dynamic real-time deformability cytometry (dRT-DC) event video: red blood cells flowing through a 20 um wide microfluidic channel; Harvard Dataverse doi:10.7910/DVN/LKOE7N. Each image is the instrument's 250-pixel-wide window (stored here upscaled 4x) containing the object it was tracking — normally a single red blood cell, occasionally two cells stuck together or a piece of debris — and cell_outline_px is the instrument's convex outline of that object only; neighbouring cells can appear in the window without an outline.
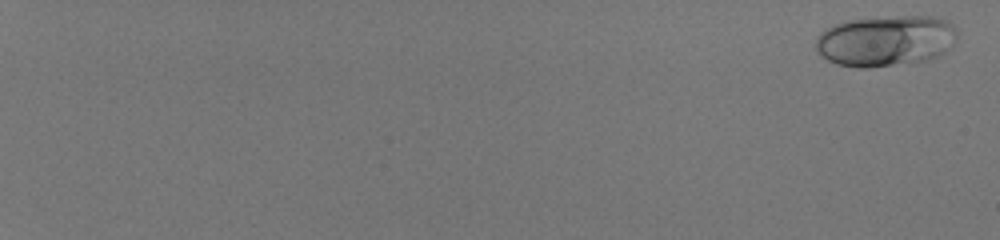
{"species": "human", "species_latin": "Homo sapiens", "temperature_condition": "room temperature", "stored_images_in_passage": 57, "camera_frame_rate_fps": 3000, "um_per_image_px": 0.085, "donor": {"sex": "male"}, "frame": {"image": 1, "passage_image": 2, "time_ms": 0.333, "image_size_px": [1000, 240], "cell_outline_px": [[956, 36], [944, 52], [928, 60], [868, 68], [856, 68], [836, 64], [820, 56], [816, 52], [816, 36], [824, 28], [848, 20], [900, 16], [932, 16], [948, 20], [956, 28]], "centroid_in_image_um": [75.22, 3.47], "position_along_channel_um": 9.8, "area_um2": 42.02}}
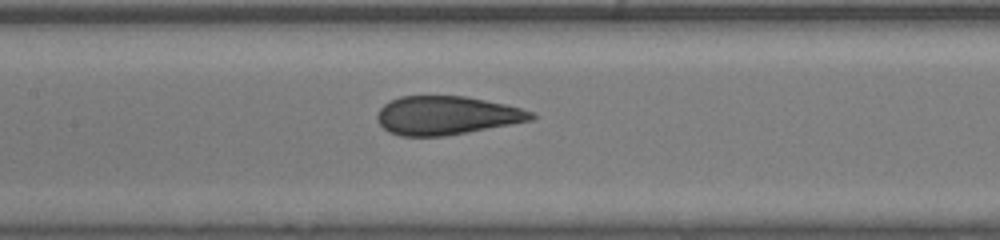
{"frame": {"image": 2, "passage_image": 34, "time_ms": 11.0, "image_size_px": [1000, 240], "cell_outline_px": [[536, 116], [532, 120], [468, 132], [444, 136], [400, 136], [388, 132], [376, 120], [376, 116], [380, 108], [384, 104], [400, 96], [468, 96], [504, 104], [520, 108], [532, 112]], "centroid_in_image_um": [37.93, 9.81], "position_along_channel_um": 169.5, "area_um2": 34.56}}
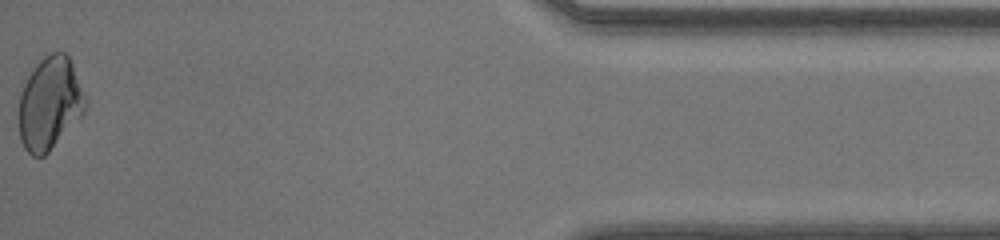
{"frame": {"image": 3, "passage_image": 57, "time_ms": 18.667, "image_size_px": [1000, 240], "cell_outline_px": [[84, 112], [48, 152], [44, 156], [32, 156], [24, 148], [20, 140], [20, 96], [24, 84], [28, 76], [36, 64], [44, 56], [52, 52], [64, 52], [68, 56], [72, 64], [84, 96]], "centroid_in_image_um": [4.2, 8.79], "position_along_channel_um": 431.0, "area_um2": 34.97}, "authors_computed_cell_mechanics": {"area_um2": 35.7204, "velocity_mm_per_s": 4.1368, "shape_relaxation_time_tau1_ms": 7.3303, "shape_relaxation_time_tau2_ms": null, "deformation_change_tau1": 0.2012, "deformation_change_tau2": null}}